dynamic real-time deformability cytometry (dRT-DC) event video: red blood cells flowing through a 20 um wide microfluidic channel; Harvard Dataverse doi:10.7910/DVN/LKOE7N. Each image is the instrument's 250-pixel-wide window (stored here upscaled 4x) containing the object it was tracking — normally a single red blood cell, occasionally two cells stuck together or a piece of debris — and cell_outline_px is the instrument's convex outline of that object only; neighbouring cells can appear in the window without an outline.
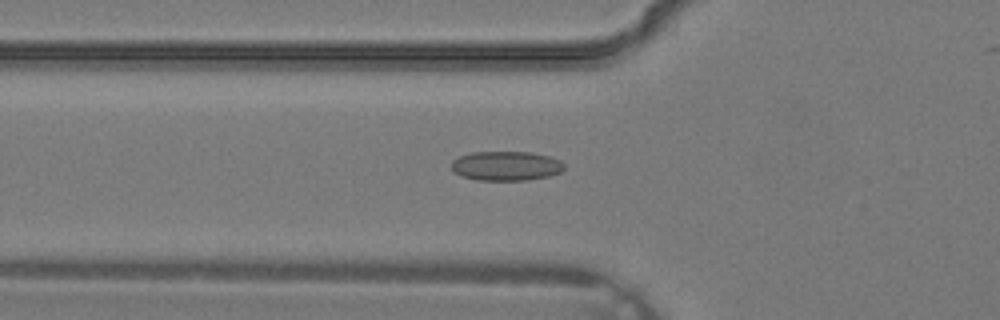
{"species": "common noctule bat (a hibernating species)", "species_latin": "Nyctalus noctula", "temperature_condition": "warm", "stored_images_in_passage": 37, "camera_frame_rate_fps": 3000, "um_per_image_px": 0.085, "animal": {"sex": "male", "body_mass_g": 19.2, "forearm_length_mm": 51.8}, "frame": {"image": 1, "passage_image": 13, "time_ms": 4.0, "image_size_px": [1000, 320], "cell_outline_px": [[564, 168], [560, 172], [548, 176], [528, 180], [476, 180], [460, 176], [452, 168], [452, 160], [460, 156], [472, 152], [528, 152], [548, 156], [560, 160], [564, 164]], "centroid_in_image_um": [43.01, 14.1], "position_along_channel_um": 82.8, "area_um2": 19.25}}
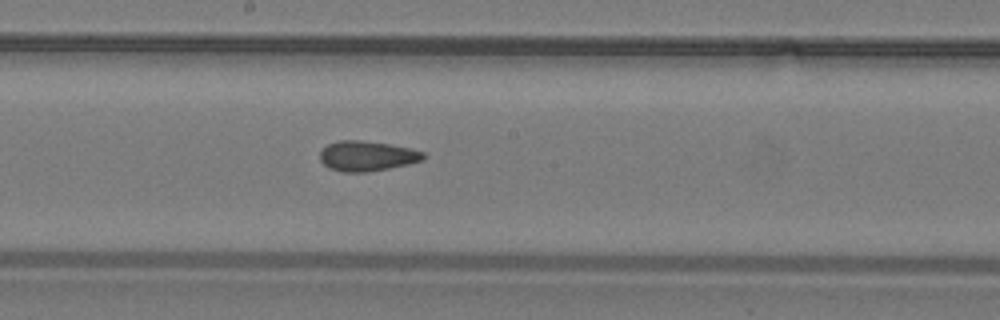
{"frame": {"image": 2, "passage_image": 20, "time_ms": 6.333, "image_size_px": [1000, 320], "cell_outline_px": [[424, 160], [408, 164], [388, 168], [364, 172], [344, 172], [328, 168], [320, 160], [320, 152], [328, 144], [340, 140], [360, 140], [388, 144], [412, 148], [424, 152]], "centroid_in_image_um": [31.19, 13.26], "position_along_channel_um": 217.0, "area_um2": 18.03}}
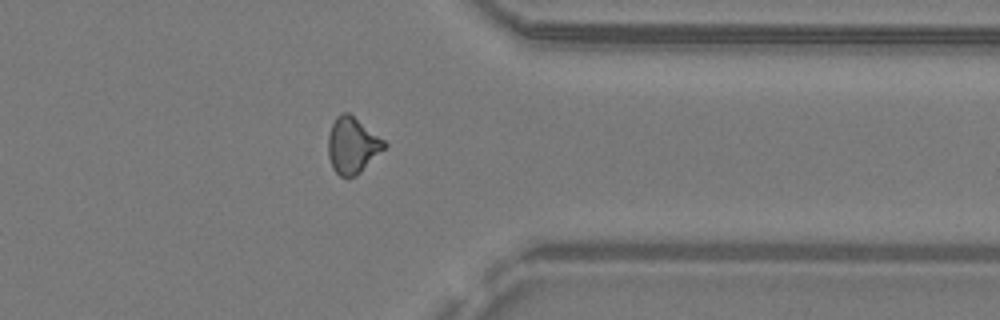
{"frame": {"image": 3, "passage_image": 29, "time_ms": 9.333, "image_size_px": [1000, 320], "cell_outline_px": [[388, 144], [356, 176], [340, 176], [332, 168], [328, 156], [328, 136], [332, 124], [336, 116], [340, 112], [348, 112], [384, 140]], "centroid_in_image_um": [29.92, 12.34], "position_along_channel_um": 381.5, "area_um2": 18.09}}